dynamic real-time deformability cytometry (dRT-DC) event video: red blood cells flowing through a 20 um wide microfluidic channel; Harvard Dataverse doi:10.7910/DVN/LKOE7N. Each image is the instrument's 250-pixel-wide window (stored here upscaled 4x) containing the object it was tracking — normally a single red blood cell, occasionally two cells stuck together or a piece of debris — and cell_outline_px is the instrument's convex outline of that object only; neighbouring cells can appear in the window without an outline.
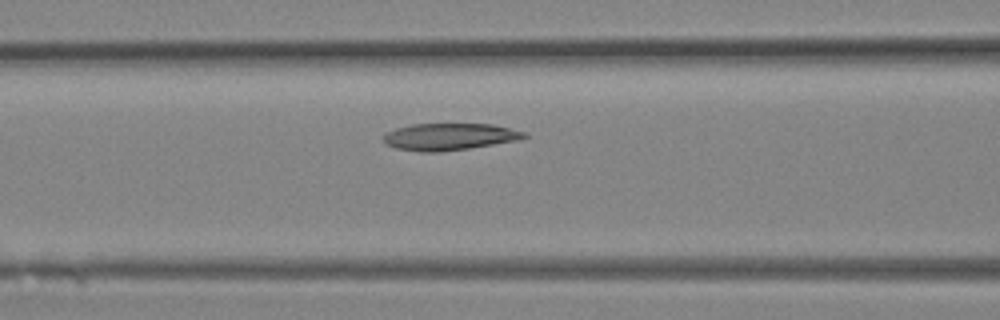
{"species": "Egyptian fruit bat (a non-hibernating species)", "species_latin": "Rousettus aegyptiacus", "temperature_condition": "room temperature", "stored_images_in_passage": 14, "camera_frame_rate_fps": 3000, "um_per_image_px": 0.085, "animal": {"sex": "female"}, "frame": {"image": 1, "passage_image": 10, "time_ms": 3.0, "image_size_px": [1000, 320], "cell_outline_px": [[528, 136], [520, 140], [468, 148], [440, 152], [420, 152], [396, 148], [384, 144], [384, 132], [396, 128], [412, 124], [492, 124], [524, 132]], "centroid_in_image_um": [38.16, 11.62], "position_along_channel_um": 128.4, "area_um2": 22.08}}
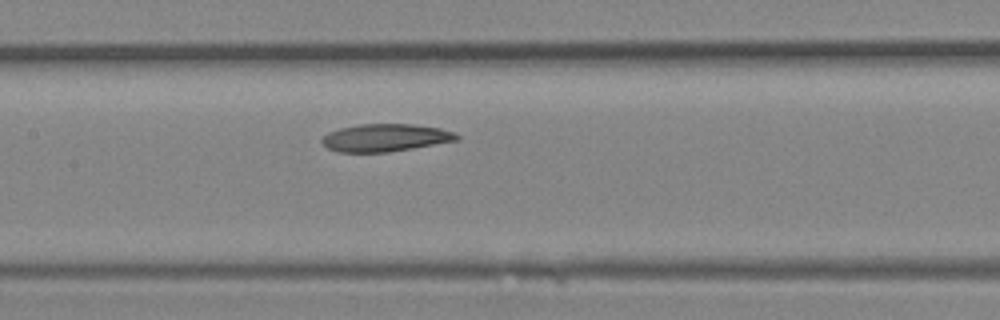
{"frame": {"image": 2, "passage_image": 12, "time_ms": 3.667, "image_size_px": [1000, 320], "cell_outline_px": [[460, 140], [388, 152], [336, 152], [328, 148], [320, 140], [328, 132], [340, 128], [360, 124], [412, 124], [440, 128], [456, 132], [460, 136]], "centroid_in_image_um": [32.78, 11.7], "position_along_channel_um": 174.6, "area_um2": 21.73}}
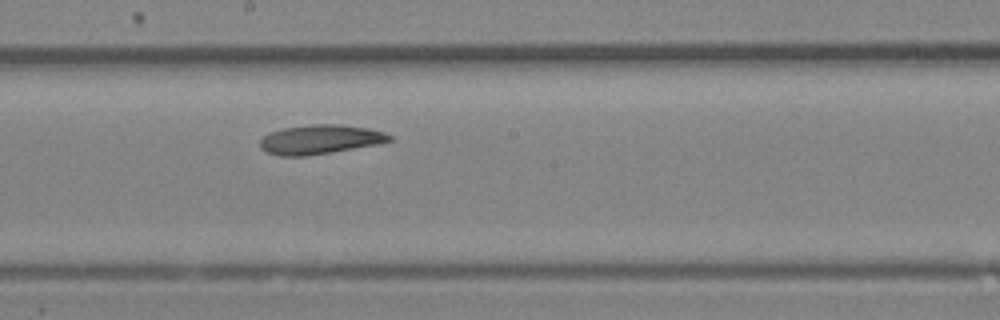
{"frame": {"image": 3, "passage_image": 14, "time_ms": 4.333, "image_size_px": [1000, 320], "cell_outline_px": [[392, 140], [376, 144], [308, 156], [276, 156], [260, 148], [260, 140], [268, 132], [284, 128], [312, 124], [340, 124], [368, 128], [384, 132], [392, 136]], "centroid_in_image_um": [27.17, 11.85], "position_along_channel_um": 221.0, "area_um2": 22.02}}